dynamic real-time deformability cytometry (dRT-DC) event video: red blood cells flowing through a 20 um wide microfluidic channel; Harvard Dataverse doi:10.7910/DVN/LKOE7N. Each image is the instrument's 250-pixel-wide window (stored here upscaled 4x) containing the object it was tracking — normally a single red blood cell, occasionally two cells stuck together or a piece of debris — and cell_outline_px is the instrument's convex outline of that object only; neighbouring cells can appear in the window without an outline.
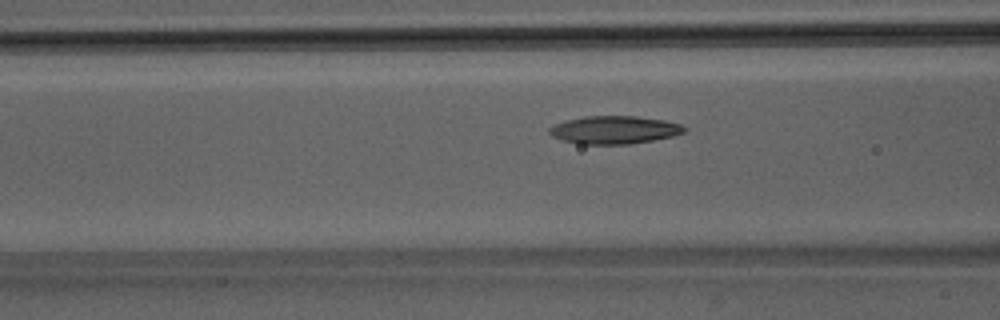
{"species": "Egyptian fruit bat (a non-hibernating species)", "species_latin": "Rousettus aegyptiacus", "temperature_condition": "room temperature", "stored_images_in_passage": 45, "camera_frame_rate_fps": 3000, "um_per_image_px": 0.085, "animal": {"sex": "male"}, "frame": {"image": 1, "passage_image": 14, "time_ms": 4.333, "image_size_px": [1000, 320], "cell_outline_px": [[688, 128], [684, 132], [672, 136], [652, 140], [628, 144], [580, 144], [560, 140], [552, 136], [548, 132], [548, 128], [564, 120], [584, 116], [636, 116], [664, 120], [680, 124]], "centroid_in_image_um": [52.18, 11.03], "position_along_channel_um": 114.4, "area_um2": 22.02}}
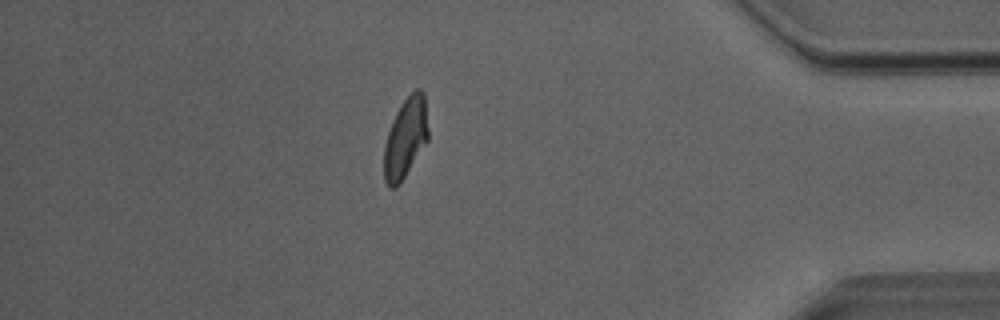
{"frame": {"image": 2, "passage_image": 38, "time_ms": 12.333, "image_size_px": [1000, 320], "cell_outline_px": [[428, 140], [400, 184], [396, 188], [388, 188], [384, 180], [384, 144], [392, 120], [400, 104], [416, 88], [420, 88], [424, 92], [428, 128]], "centroid_in_image_um": [34.46, 11.74], "position_along_channel_um": 400.7, "area_um2": 20.81}}
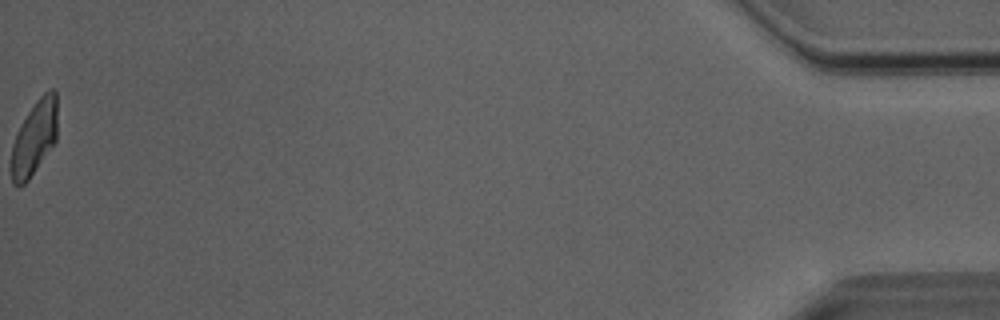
{"frame": {"image": 3, "passage_image": 45, "time_ms": 14.667, "image_size_px": [1000, 320], "cell_outline_px": [[56, 140], [28, 180], [24, 184], [12, 184], [12, 144], [28, 112], [36, 100], [48, 88], [52, 88], [56, 92]], "centroid_in_image_um": [2.94, 11.68], "position_along_channel_um": 432.3, "area_um2": 19.36}, "authors_computed_cell_mechanics": {"area_um2": 21.3282, "velocity_mm_per_s": 4.0516, "shape_relaxation_time_tau1_ms": 4.8432, "shape_relaxation_time_tau2_ms": 2.1754, "deformation_change_tau1": 0.1561, "deformation_change_tau2": 0.0822}}